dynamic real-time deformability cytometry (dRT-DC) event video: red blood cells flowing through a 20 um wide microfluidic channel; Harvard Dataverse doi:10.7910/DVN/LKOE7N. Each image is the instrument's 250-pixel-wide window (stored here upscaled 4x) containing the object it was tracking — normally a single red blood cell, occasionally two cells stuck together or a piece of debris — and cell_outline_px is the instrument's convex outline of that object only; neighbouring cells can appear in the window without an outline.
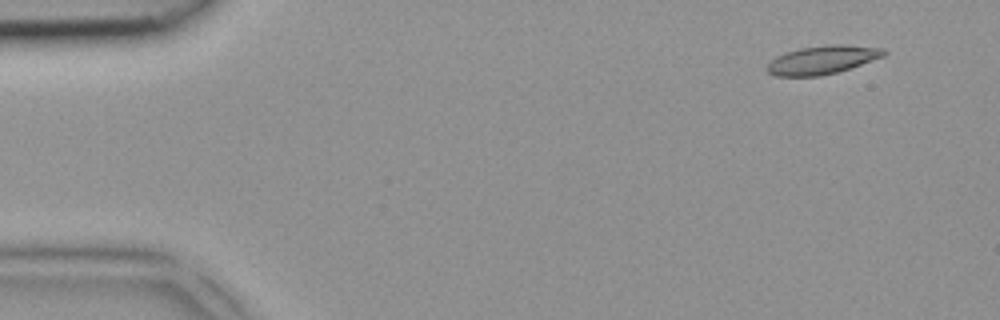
{"species": "common noctule bat (a hibernating species)", "species_latin": "Nyctalus noctula", "temperature_condition": "room temperature", "stored_images_in_passage": 5, "camera_frame_rate_fps": 3000, "um_per_image_px": 0.085, "animal": {"sex": "female", "body_mass_g": 18.4}, "frame": {"image": 1, "passage_image": 5, "time_ms": 1.333, "image_size_px": [1000, 320], "cell_outline_px": [[888, 52], [884, 56], [836, 72], [820, 76], [772, 76], [764, 68], [776, 56], [800, 48], [832, 44], [844, 44], [884, 48]], "centroid_in_image_um": [69.88, 5.08], "position_along_channel_um": 15.1, "area_um2": 19.25}}